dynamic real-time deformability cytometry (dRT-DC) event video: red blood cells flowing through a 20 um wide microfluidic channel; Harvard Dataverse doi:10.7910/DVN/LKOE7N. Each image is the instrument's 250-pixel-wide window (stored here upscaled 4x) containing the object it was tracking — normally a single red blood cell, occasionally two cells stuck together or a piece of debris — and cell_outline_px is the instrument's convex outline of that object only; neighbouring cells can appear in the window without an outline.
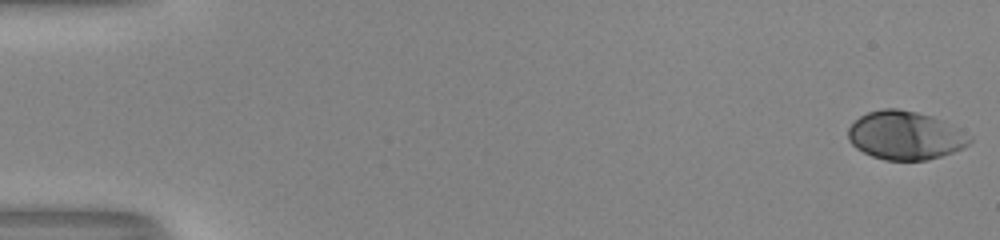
{"species": "human", "species_latin": "Homo sapiens", "temperature_condition": "room temperature", "stored_images_in_passage": 8, "camera_frame_rate_fps": 3000, "um_per_image_px": 0.085, "donor": {"sex": "male"}, "frame": {"image": 1, "passage_image": 1, "time_ms": 0.0, "image_size_px": [1000, 240], "cell_outline_px": [[972, 140], [964, 148], [928, 160], [884, 160], [872, 156], [856, 148], [848, 140], [848, 128], [860, 116], [868, 112], [884, 108], [896, 108], [916, 112], [932, 116], [944, 120], [972, 136]], "centroid_in_image_um": [76.96, 11.51], "position_along_channel_um": 8.0, "area_um2": 34.39}}